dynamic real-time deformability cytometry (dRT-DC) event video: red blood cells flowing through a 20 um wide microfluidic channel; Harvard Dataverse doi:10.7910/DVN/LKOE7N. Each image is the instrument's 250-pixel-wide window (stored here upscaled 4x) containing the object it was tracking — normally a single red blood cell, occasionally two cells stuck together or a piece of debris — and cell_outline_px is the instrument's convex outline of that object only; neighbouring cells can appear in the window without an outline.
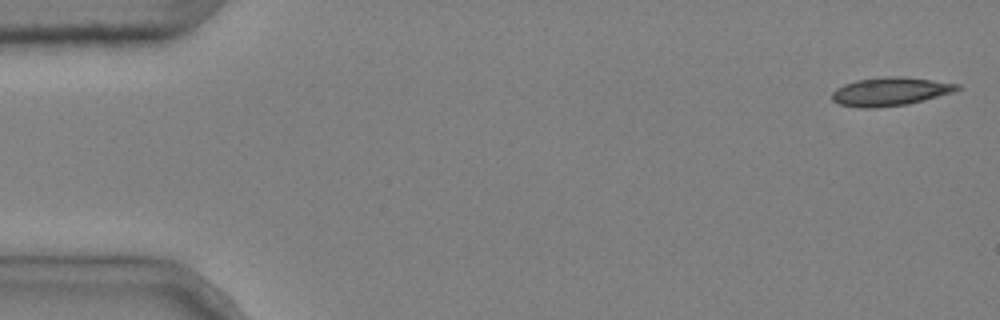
{"species": "common noctule bat (a hibernating species)", "species_latin": "Nyctalus noctula", "temperature_condition": "cold", "stored_images_in_passage": 4, "camera_frame_rate_fps": 3000, "um_per_image_px": 0.085, "animal": {"sex": "male", "body_mass_g": 20.4}, "frame": {"image": 1, "passage_image": 1, "time_ms": 0.0, "image_size_px": [1000, 320], "cell_outline_px": [[960, 88], [956, 92], [908, 104], [876, 108], [860, 108], [840, 104], [832, 100], [832, 92], [836, 88], [844, 84], [856, 80], [884, 76], [904, 76], [960, 84]], "centroid_in_image_um": [75.68, 7.78], "position_along_channel_um": 9.3, "area_um2": 20.98}}